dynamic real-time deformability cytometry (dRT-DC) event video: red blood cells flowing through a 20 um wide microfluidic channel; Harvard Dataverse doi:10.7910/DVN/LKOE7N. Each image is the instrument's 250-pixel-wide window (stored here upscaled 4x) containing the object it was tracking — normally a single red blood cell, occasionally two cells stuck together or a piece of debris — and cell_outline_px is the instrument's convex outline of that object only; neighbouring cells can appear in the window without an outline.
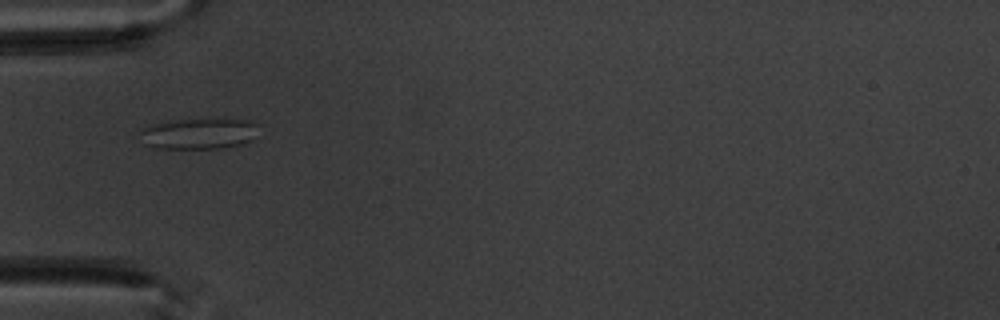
{"species": "common noctule bat (a hibernating species)", "species_latin": "Nyctalus noctula", "temperature_condition": "warm", "stored_images_in_passage": 8, "camera_frame_rate_fps": 3000, "um_per_image_px": 0.085, "animal": {"sex": "male", "body_mass_g": 20.1, "forearm_length_mm": 53.5}, "frame": {"image": 1, "passage_image": 5, "time_ms": 5.667, "image_size_px": [1000, 320], "cell_outline_px": [[260, 124], [252, 140], [240, 144], [224, 148], [156, 148], [148, 144], [140, 132], [148, 124], [168, 120], [224, 116], [248, 120]], "centroid_in_image_um": [17.0, 11.29], "position_along_channel_um": 68.0, "area_um2": 22.14}}
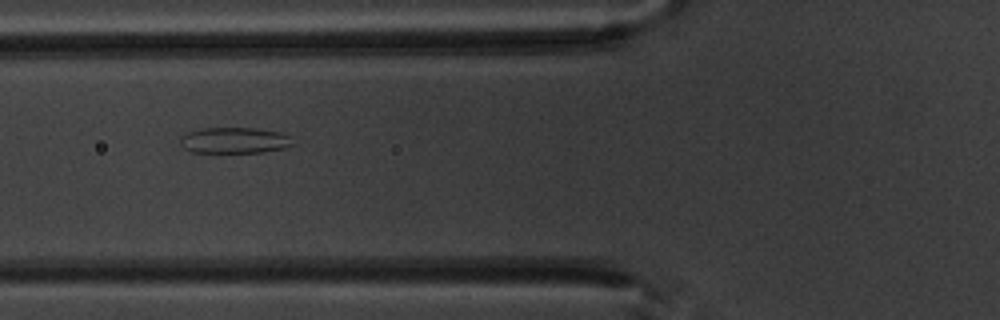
{"frame": {"image": 2, "passage_image": 6, "time_ms": 6.667, "image_size_px": [1000, 320], "cell_outline_px": [[296, 144], [284, 148], [260, 152], [192, 152], [184, 148], [180, 144], [180, 136], [188, 132], [200, 128], [256, 128], [284, 132]], "centroid_in_image_um": [19.94, 11.92], "position_along_channel_um": 105.9, "area_um2": 17.17}}
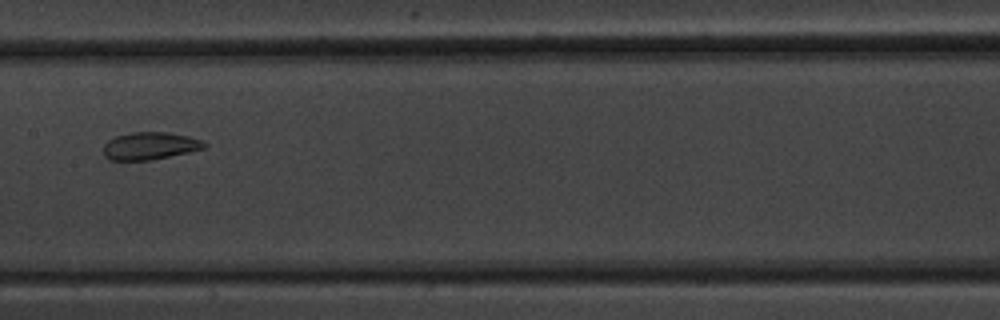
{"frame": {"image": 3, "passage_image": 8, "time_ms": 9.0, "image_size_px": [1000, 320], "cell_outline_px": [[208, 144], [204, 148], [188, 152], [152, 160], [108, 160], [104, 156], [104, 144], [108, 140], [116, 136], [132, 132], [168, 132], [188, 136], [200, 140]], "centroid_in_image_um": [12.72, 12.4], "position_along_channel_um": 194.7, "area_um2": 16.13}}